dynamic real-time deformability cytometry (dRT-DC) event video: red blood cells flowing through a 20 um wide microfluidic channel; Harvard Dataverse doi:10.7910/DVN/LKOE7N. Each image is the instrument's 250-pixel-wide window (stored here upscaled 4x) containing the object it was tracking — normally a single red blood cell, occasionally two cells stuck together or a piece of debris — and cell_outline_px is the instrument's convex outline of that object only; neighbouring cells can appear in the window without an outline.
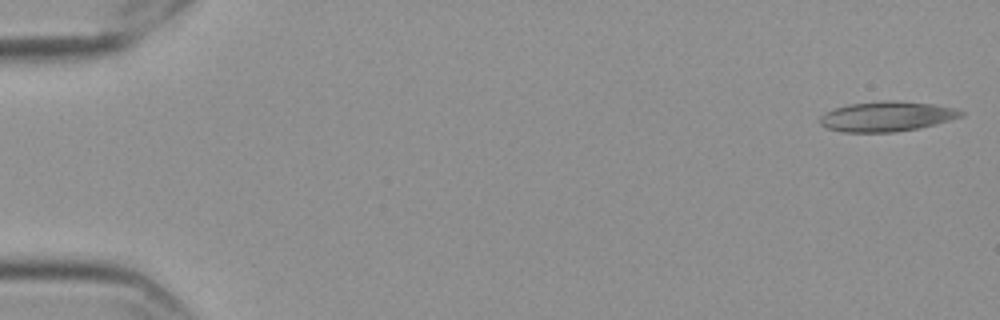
{"species": "Egyptian fruit bat (a non-hibernating species)", "species_latin": "Rousettus aegyptiacus", "temperature_condition": "cold", "stored_images_in_passage": 9, "camera_frame_rate_fps": 3000, "um_per_image_px": 0.085, "frame": {"image": 1, "passage_image": 1, "time_ms": 0.0, "image_size_px": [1000, 320], "cell_outline_px": [[964, 116], [916, 128], [892, 132], [844, 132], [828, 128], [820, 124], [820, 116], [824, 112], [832, 108], [848, 104], [880, 100], [896, 100], [932, 104], [952, 108], [964, 112]], "centroid_in_image_um": [75.3, 9.88], "position_along_channel_um": 9.7, "area_um2": 24.51}}